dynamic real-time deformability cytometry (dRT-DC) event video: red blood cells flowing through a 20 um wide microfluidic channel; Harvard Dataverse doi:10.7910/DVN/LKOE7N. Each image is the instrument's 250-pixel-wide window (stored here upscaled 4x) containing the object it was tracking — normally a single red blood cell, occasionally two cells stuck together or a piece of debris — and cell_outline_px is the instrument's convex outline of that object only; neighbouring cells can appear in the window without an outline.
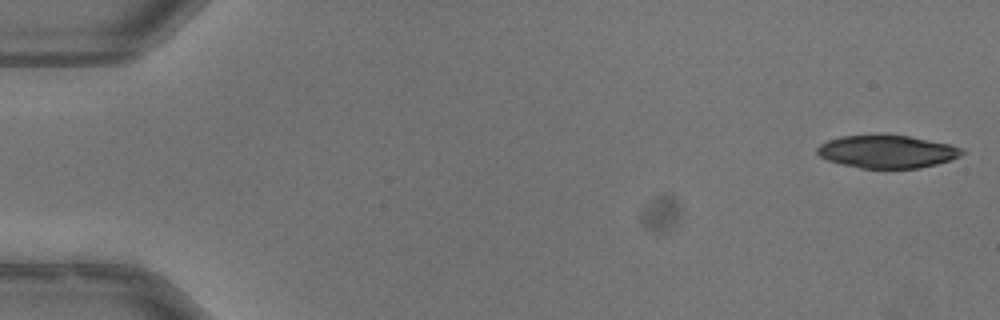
{"species": "common noctule bat (a hibernating species)", "species_latin": "Nyctalus noctula", "temperature_condition": "warm", "stored_images_in_passage": 16, "camera_frame_rate_fps": 3000, "um_per_image_px": 0.085, "animal": {"sex": "male", "body_mass_g": 13.3}, "frame": {"image": 1, "passage_image": 1, "time_ms": 0.0, "image_size_px": [1000, 320], "cell_outline_px": [[964, 152], [960, 156], [952, 160], [920, 168], [860, 168], [840, 164], [828, 160], [820, 156], [816, 152], [816, 148], [820, 144], [828, 140], [840, 136], [908, 136], [948, 144], [964, 148]], "centroid_in_image_um": [75.4, 12.9], "position_along_channel_um": 9.6, "area_um2": 27.4}}
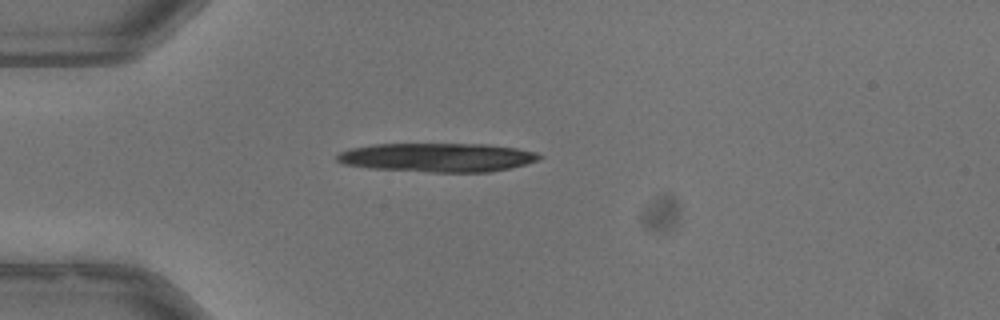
{"frame": {"image": 2, "passage_image": 14, "time_ms": 4.333, "image_size_px": [1000, 320], "cell_outline_px": [[544, 156], [536, 160], [512, 168], [488, 172], [432, 172], [368, 168], [344, 164], [336, 160], [336, 156], [340, 152], [352, 148], [372, 144], [488, 144], [516, 148], [536, 152]], "centroid_in_image_um": [37.18, 13.38], "position_along_channel_um": 47.8, "area_um2": 34.04}}